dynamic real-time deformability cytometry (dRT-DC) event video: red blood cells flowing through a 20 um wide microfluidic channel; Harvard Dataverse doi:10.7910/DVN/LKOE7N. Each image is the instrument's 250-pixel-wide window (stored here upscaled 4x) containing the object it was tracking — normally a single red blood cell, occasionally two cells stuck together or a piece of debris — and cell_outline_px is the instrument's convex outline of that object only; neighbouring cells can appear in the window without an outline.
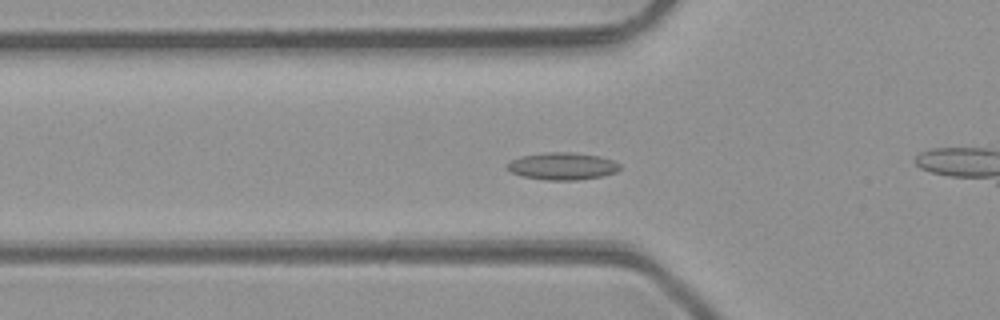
{"species": "common noctule bat (a hibernating species)", "species_latin": "Nyctalus noctula", "temperature_condition": "room temperature", "stored_images_in_passage": 41, "camera_frame_rate_fps": 3000, "um_per_image_px": 0.085, "animal": {"sex": "male", "body_mass_g": 23.1, "forearm_length_mm": 52.7}, "frame": {"image": 1, "passage_image": 15, "time_ms": 4.667, "image_size_px": [1000, 320], "cell_outline_px": [[620, 168], [616, 172], [600, 176], [576, 180], [548, 180], [524, 176], [512, 172], [504, 168], [512, 160], [520, 156], [548, 152], [572, 152], [600, 156], [612, 160], [620, 164]], "centroid_in_image_um": [47.8, 14.11], "position_along_channel_um": 78.0, "area_um2": 17.74}}
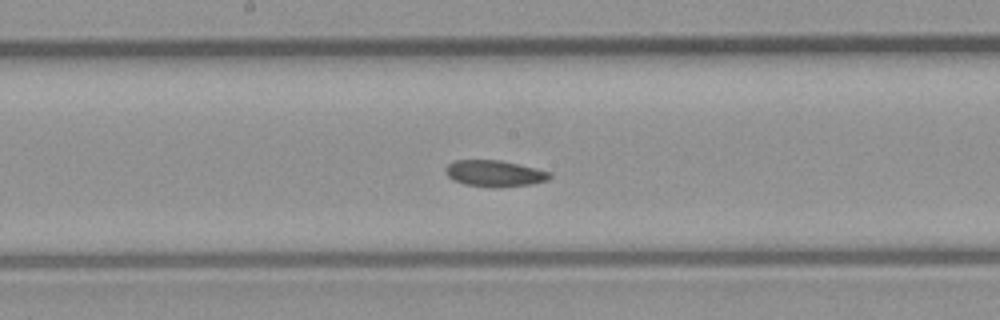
{"frame": {"image": 2, "passage_image": 24, "time_ms": 7.667, "image_size_px": [1000, 320], "cell_outline_px": [[552, 176], [548, 180], [532, 184], [500, 188], [496, 188], [464, 184], [452, 180], [444, 172], [444, 168], [452, 160], [500, 160], [520, 164], [552, 172]], "centroid_in_image_um": [42.04, 14.74], "position_along_channel_um": 206.2, "area_um2": 16.36}}
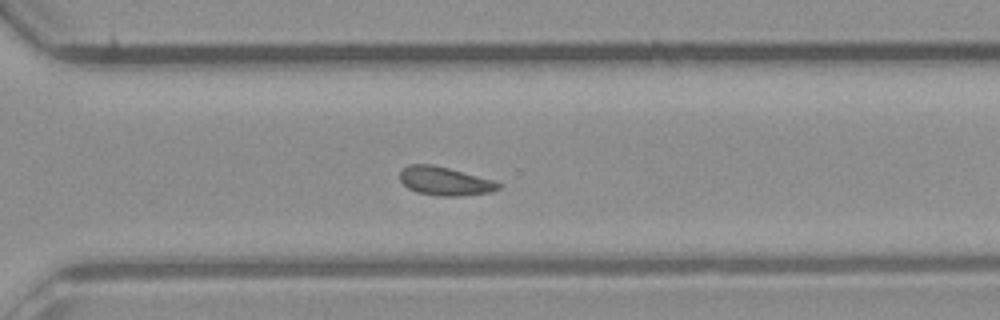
{"frame": {"image": 3, "passage_image": 33, "time_ms": 10.667, "image_size_px": [1000, 320], "cell_outline_px": [[500, 188], [492, 192], [460, 196], [436, 196], [416, 192], [408, 188], [400, 180], [400, 172], [408, 164], [432, 164], [448, 168], [492, 180], [500, 184]], "centroid_in_image_um": [37.78, 15.4], "position_along_channel_um": 332.8, "area_um2": 16.3}, "authors_computed_cell_mechanics": {"area_um2": 17.2244, "velocity_mm_per_s": 4.2367, "shape_relaxation_time_tau1_ms": null, "shape_relaxation_time_tau2_ms": 5.442, "deformation_change_tau1": null, "deformation_change_tau2": 0.1217}}